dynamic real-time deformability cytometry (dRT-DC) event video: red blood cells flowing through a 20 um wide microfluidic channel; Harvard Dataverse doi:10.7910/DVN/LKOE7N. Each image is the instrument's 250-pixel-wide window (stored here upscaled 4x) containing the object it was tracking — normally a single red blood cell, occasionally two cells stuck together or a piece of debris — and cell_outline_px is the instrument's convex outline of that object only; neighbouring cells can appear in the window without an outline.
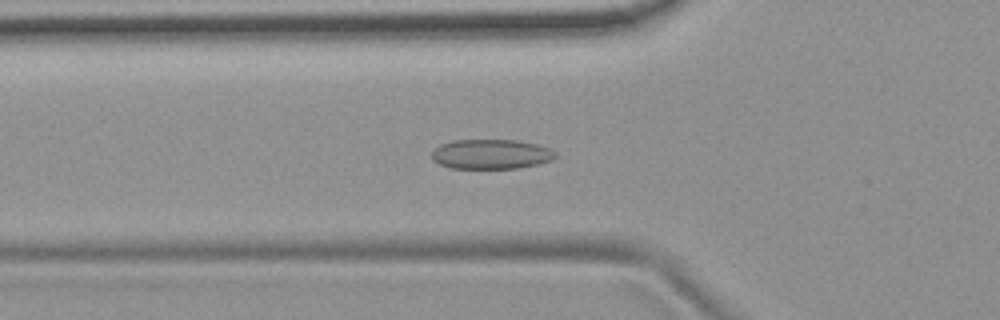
{"species": "common noctule bat (a hibernating species)", "species_latin": "Nyctalus noctula", "temperature_condition": "room temperature", "stored_images_in_passage": 39, "camera_frame_rate_fps": 3000, "um_per_image_px": 0.085, "animal": {"sex": "female", "body_mass_g": 19.9}, "frame": {"image": 1, "passage_image": 3, "time_ms": 0.667, "image_size_px": [1000, 320], "cell_outline_px": [[556, 156], [552, 160], [520, 168], [452, 168], [440, 164], [432, 160], [432, 152], [440, 144], [452, 140], [516, 140], [536, 144], [548, 148], [556, 152]], "centroid_in_image_um": [41.73, 13.1], "position_along_channel_um": 84.1, "area_um2": 21.33}}
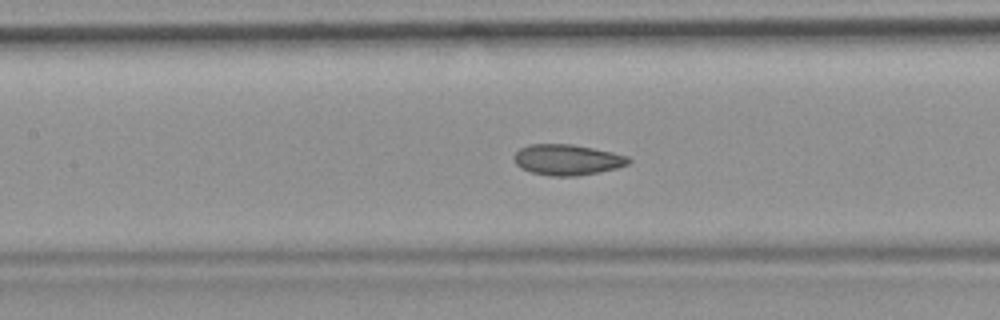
{"frame": {"image": 2, "passage_image": 9, "time_ms": 2.667, "image_size_px": [1000, 320], "cell_outline_px": [[632, 160], [628, 164], [616, 168], [600, 172], [576, 176], [552, 176], [532, 172], [520, 168], [516, 164], [512, 156], [520, 148], [528, 144], [572, 144], [612, 152], [628, 156]], "centroid_in_image_um": [48.2, 13.57], "position_along_channel_um": 159.2, "area_um2": 20.58}}
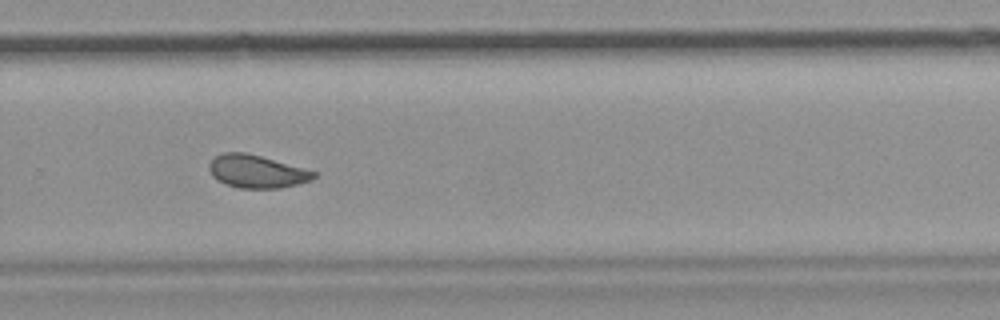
{"frame": {"image": 3, "passage_image": 21, "time_ms": 6.667, "image_size_px": [1000, 320], "cell_outline_px": [[316, 176], [308, 180], [296, 184], [280, 188], [240, 188], [224, 184], [216, 180], [212, 176], [208, 168], [208, 164], [216, 156], [224, 152], [244, 152], [260, 156], [304, 168], [316, 172]], "centroid_in_image_um": [21.76, 14.57], "position_along_channel_um": 308.0, "area_um2": 19.88}, "authors_computed_cell_mechanics": {"area_um2": 20.2878, "velocity_mm_per_s": 3.7297, "shape_relaxation_time_tau1_ms": 8.8327, "shape_relaxation_time_tau2_ms": 2.3915, "deformation_change_tau1": 0.1335, "deformation_change_tau2": 0.0751}}